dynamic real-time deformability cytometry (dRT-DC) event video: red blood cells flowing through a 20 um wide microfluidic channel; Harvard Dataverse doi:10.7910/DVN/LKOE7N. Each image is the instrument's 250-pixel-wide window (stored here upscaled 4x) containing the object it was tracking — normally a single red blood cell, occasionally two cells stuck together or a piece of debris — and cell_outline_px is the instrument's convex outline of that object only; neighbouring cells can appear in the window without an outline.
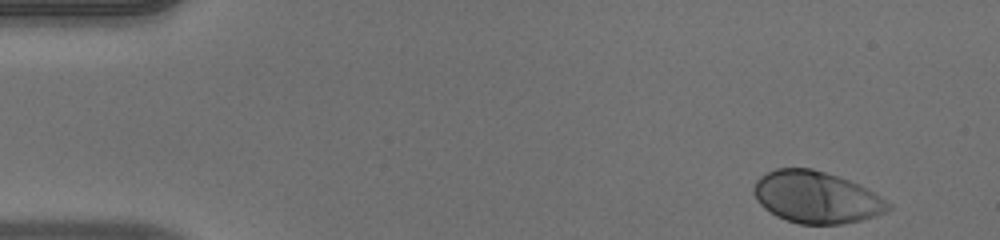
{"species": "human", "species_latin": "Homo sapiens", "temperature_condition": "warm", "stored_images_in_passage": 49, "camera_frame_rate_fps": 3000, "um_per_image_px": 0.085, "donor": {"sex": "male"}, "frame": {"image": 1, "passage_image": 1, "time_ms": 0.0, "image_size_px": [1000, 240], "cell_outline_px": [[892, 208], [884, 212], [860, 220], [840, 224], [800, 224], [776, 216], [764, 208], [756, 200], [752, 192], [752, 188], [756, 180], [760, 176], [776, 168], [812, 168], [848, 180], [880, 196], [892, 204]], "centroid_in_image_um": [69.33, 16.76], "position_along_channel_um": 15.7, "area_um2": 40.29}}
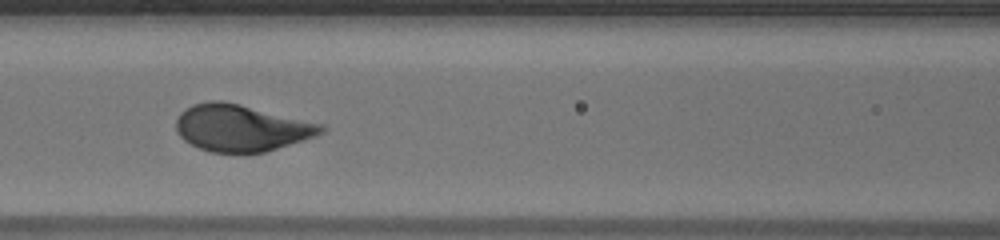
{"frame": {"image": 2, "passage_image": 20, "time_ms": 6.333, "image_size_px": [1000, 240], "cell_outline_px": [[324, 132], [316, 136], [264, 152], [212, 152], [200, 148], [184, 140], [176, 132], [176, 120], [180, 112], [184, 108], [192, 104], [208, 100], [220, 100], [240, 104], [324, 124]], "centroid_in_image_um": [20.48, 10.85], "position_along_channel_um": 146.1, "area_um2": 39.42}}
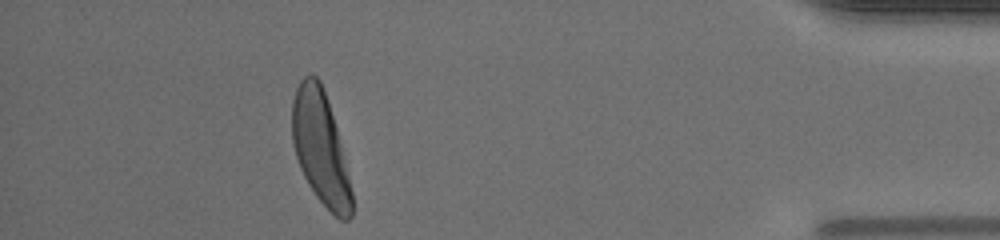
{"frame": {"image": 3, "passage_image": 44, "time_ms": 14.333, "image_size_px": [1000, 240], "cell_outline_px": [[352, 216], [348, 220], [340, 220], [316, 196], [308, 184], [300, 168], [292, 144], [292, 100], [296, 88], [300, 80], [308, 72], [312, 72], [320, 80], [336, 128], [352, 192]], "centroid_in_image_um": [27.2, 12.53], "position_along_channel_um": 408.0, "area_um2": 38.73}, "authors_computed_cell_mechanics": {"area_um2": 39.0728, "velocity_mm_per_s": 3.9214, "shape_relaxation_time_tau1_ms": 2.5415, "shape_relaxation_time_tau2_ms": null, "deformation_change_tau1": 0.1893, "deformation_change_tau2": null}}